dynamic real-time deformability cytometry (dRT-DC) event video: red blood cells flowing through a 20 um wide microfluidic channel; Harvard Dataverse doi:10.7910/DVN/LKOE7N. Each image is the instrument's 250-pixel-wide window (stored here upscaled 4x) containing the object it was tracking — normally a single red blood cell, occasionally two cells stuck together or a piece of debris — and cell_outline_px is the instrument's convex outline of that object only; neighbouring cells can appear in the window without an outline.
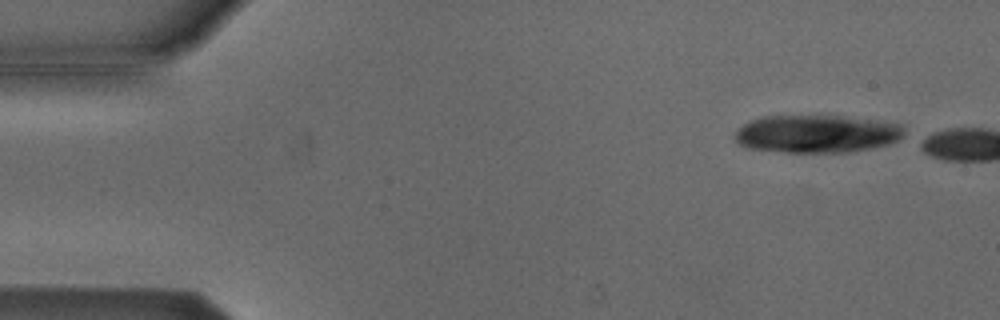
{"species": "Egyptian fruit bat (a non-hibernating species)", "species_latin": "Rousettus aegyptiacus", "temperature_condition": "cold", "stored_images_in_passage": 2, "camera_frame_rate_fps": 3000, "um_per_image_px": 0.085, "animal": {"sex": "male"}, "frame": {"image": 1, "passage_image": 1, "time_ms": 0.0, "image_size_px": [1000, 320], "cell_outline_px": [[904, 136], [888, 144], [872, 148], [848, 152], [784, 152], [748, 148], [740, 144], [736, 140], [736, 132], [748, 120], [764, 116], [840, 116], [872, 120], [900, 124], [904, 128]], "centroid_in_image_um": [69.42, 11.38], "position_along_channel_um": 15.6, "area_um2": 37.05}}